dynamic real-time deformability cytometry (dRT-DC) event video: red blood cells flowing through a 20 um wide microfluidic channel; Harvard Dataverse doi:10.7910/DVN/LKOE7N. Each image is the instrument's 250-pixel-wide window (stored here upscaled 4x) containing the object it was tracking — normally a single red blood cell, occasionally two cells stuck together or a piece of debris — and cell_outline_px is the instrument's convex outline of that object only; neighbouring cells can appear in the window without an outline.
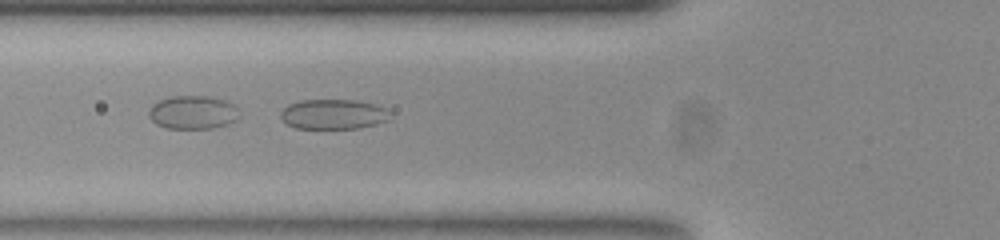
{"species": "common noctule bat (a hibernating species)", "species_latin": "Nyctalus noctula", "temperature_condition": "room temperature", "stored_images_in_passage": 43, "camera_frame_rate_fps": 3000, "um_per_image_px": 0.085, "animal": {"sex": "female", "body_mass_g": 23.0, "forearm_length_mm": 53.4}, "frame": {"image": 1, "passage_image": 10, "time_ms": 3.0, "image_size_px": [1000, 240], "cell_outline_px": [[384, 120], [372, 124], [356, 128], [296, 128], [288, 124], [280, 116], [280, 112], [284, 108], [300, 100], [352, 100], [372, 104], [380, 108]], "centroid_in_image_um": [28.14, 9.71], "position_along_channel_um": 97.7, "area_um2": 17.92}}
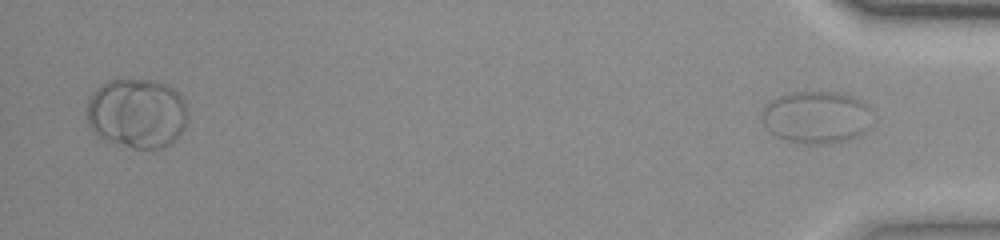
{"frame": {"image": 2, "passage_image": 43, "time_ms": 14.0, "image_size_px": [1000, 240], "cell_outline_px": [[868, 104], [860, 132], [844, 140], [828, 144], [796, 144], [784, 140], [776, 136], [764, 124], [764, 108], [772, 100], [780, 96], [792, 92], [836, 92], [860, 100]], "centroid_in_image_um": [69.26, 9.97], "position_along_channel_um": 365.9, "area_um2": 32.19}}